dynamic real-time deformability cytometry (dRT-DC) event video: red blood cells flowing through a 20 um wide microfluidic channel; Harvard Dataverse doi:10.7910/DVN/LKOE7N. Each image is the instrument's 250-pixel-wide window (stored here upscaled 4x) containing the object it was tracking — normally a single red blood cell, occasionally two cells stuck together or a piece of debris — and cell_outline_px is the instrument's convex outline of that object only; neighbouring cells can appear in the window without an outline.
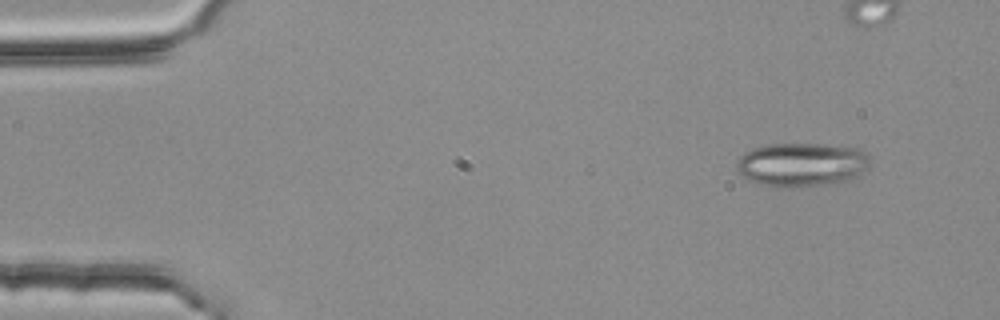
{"species": "common noctule bat (a hibernating species)", "species_latin": "Nyctalus noctula", "temperature_condition": "room temperature", "stored_images_in_passage": 4, "camera_frame_rate_fps": 3000, "um_per_image_px": 0.085, "animal": {"sex": "female", "body_mass_g": 25.1}, "frame": {"image": 1, "passage_image": 1, "time_ms": 0.0, "image_size_px": [1000, 320], "cell_outline_px": [[868, 168], [864, 172], [852, 180], [828, 184], [788, 188], [776, 188], [760, 184], [748, 180], [736, 168], [736, 160], [744, 152], [752, 148], [768, 144], [820, 144], [856, 148], [868, 152]], "centroid_in_image_um": [68.14, 14.0], "position_along_channel_um": 16.9, "area_um2": 34.51}}